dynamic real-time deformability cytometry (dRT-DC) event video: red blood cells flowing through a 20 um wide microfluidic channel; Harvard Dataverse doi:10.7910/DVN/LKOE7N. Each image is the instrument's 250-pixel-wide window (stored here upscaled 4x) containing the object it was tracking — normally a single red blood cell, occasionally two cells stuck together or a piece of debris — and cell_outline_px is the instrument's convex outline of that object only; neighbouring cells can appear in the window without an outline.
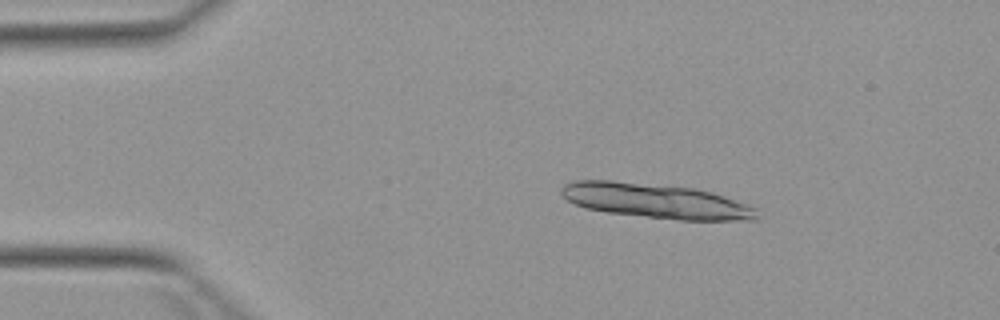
{"species": "Egyptian fruit bat (a non-hibernating species)", "species_latin": "Rousettus aegyptiacus", "temperature_condition": "warm", "stored_images_in_passage": 3, "camera_frame_rate_fps": 3000, "um_per_image_px": 0.085, "animal": {"sex": "female"}, "frame": {"image": 1, "passage_image": 2, "time_ms": 1.333, "image_size_px": [1000, 320], "cell_outline_px": [[756, 220], [680, 220], [608, 212], [584, 208], [568, 200], [560, 192], [560, 188], [564, 184], [572, 180], [612, 180], [696, 188], [712, 192], [748, 204], [756, 208]], "centroid_in_image_um": [55.73, 17.06], "position_along_channel_um": 29.3, "area_um2": 39.54}}